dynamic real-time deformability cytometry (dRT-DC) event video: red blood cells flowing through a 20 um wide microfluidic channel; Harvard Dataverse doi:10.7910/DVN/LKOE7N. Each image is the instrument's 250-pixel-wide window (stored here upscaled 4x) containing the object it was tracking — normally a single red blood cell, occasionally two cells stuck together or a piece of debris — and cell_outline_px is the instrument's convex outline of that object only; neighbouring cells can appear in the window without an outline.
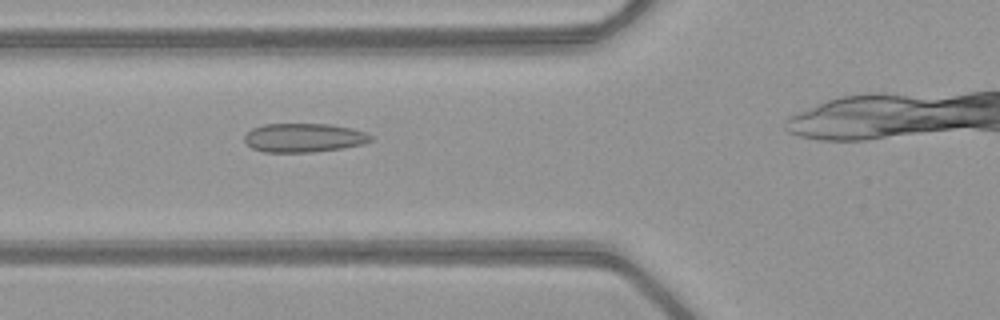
{"species": "common noctule bat (a hibernating species)", "species_latin": "Nyctalus noctula", "temperature_condition": "warm", "stored_images_in_passage": 27, "camera_frame_rate_fps": 3000, "um_per_image_px": 0.085, "animal": {"sex": "female", "body_mass_g": 21.9}, "frame": {"image": 1, "passage_image": 11, "time_ms": 3.333, "image_size_px": [1000, 320], "cell_outline_px": [[372, 140], [364, 144], [344, 148], [312, 152], [264, 152], [252, 148], [244, 140], [244, 136], [252, 128], [264, 124], [332, 124], [352, 128], [364, 132], [372, 136]], "centroid_in_image_um": [25.84, 11.71], "position_along_channel_um": 100.0, "area_um2": 21.33}}
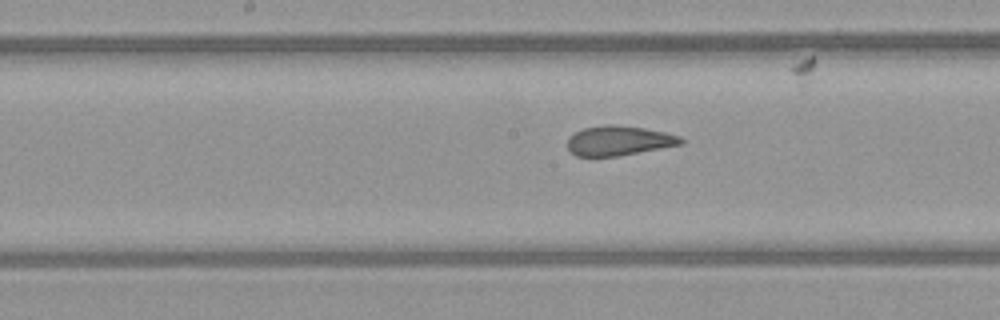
{"frame": {"image": 2, "passage_image": 18, "time_ms": 5.667, "image_size_px": [1000, 320], "cell_outline_px": [[684, 144], [616, 156], [576, 156], [568, 148], [568, 136], [584, 128], [608, 124], [612, 124], [644, 128], [664, 132], [680, 136], [684, 140]], "centroid_in_image_um": [52.61, 11.95], "position_along_channel_um": 195.6, "area_um2": 19.48}}
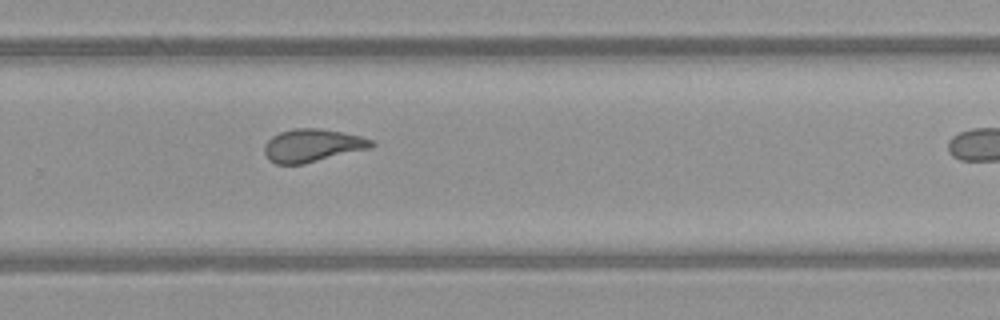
{"frame": {"image": 3, "passage_image": 26, "time_ms": 8.333, "image_size_px": [1000, 320], "cell_outline_px": [[376, 144], [372, 148], [304, 164], [276, 164], [268, 160], [264, 152], [264, 144], [272, 136], [280, 132], [292, 128], [320, 128], [344, 132], [360, 136], [372, 140]], "centroid_in_image_um": [26.56, 12.36], "position_along_channel_um": 303.2, "area_um2": 20.81}}